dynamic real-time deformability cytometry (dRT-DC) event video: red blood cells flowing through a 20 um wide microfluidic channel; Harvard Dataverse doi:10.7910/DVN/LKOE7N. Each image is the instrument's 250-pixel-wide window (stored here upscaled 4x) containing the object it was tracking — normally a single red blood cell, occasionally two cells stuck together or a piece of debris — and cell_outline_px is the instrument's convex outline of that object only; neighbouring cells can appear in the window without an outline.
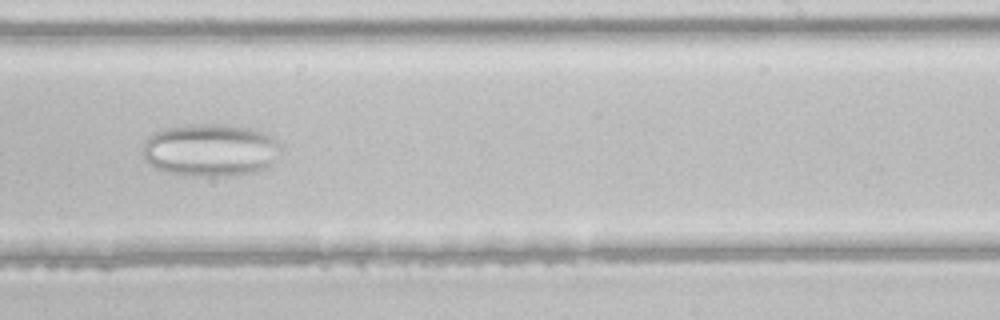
{"species": "common noctule bat (a hibernating species)", "species_latin": "Nyctalus noctula", "temperature_condition": "room temperature", "stored_images_in_passage": 47, "camera_frame_rate_fps": 3000, "um_per_image_px": 0.085, "animal": {"sex": "male", "body_mass_g": 21.5, "forearm_length_mm": 52.0}, "frame": {"image": 1, "passage_image": 29, "time_ms": 9.333, "image_size_px": [1000, 320], "cell_outline_px": [[284, 148], [264, 168], [252, 172], [232, 176], [188, 176], [168, 172], [156, 168], [144, 156], [144, 144], [148, 136], [152, 132], [160, 128], [188, 124], [224, 124], [256, 128], [272, 136], [284, 144]], "centroid_in_image_um": [17.92, 12.72], "position_along_channel_um": 271.1, "area_um2": 42.89}}
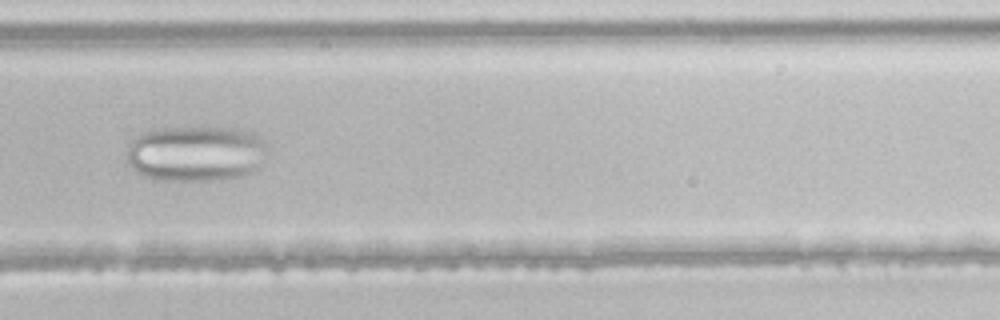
{"frame": {"image": 2, "passage_image": 32, "time_ms": 10.333, "image_size_px": [1000, 320], "cell_outline_px": [[268, 152], [260, 168], [244, 176], [220, 180], [164, 180], [140, 176], [124, 160], [128, 144], [140, 132], [160, 128], [232, 128], [252, 132], [260, 136], [268, 144]], "centroid_in_image_um": [16.65, 13.06], "position_along_channel_um": 313.1, "area_um2": 46.76}}